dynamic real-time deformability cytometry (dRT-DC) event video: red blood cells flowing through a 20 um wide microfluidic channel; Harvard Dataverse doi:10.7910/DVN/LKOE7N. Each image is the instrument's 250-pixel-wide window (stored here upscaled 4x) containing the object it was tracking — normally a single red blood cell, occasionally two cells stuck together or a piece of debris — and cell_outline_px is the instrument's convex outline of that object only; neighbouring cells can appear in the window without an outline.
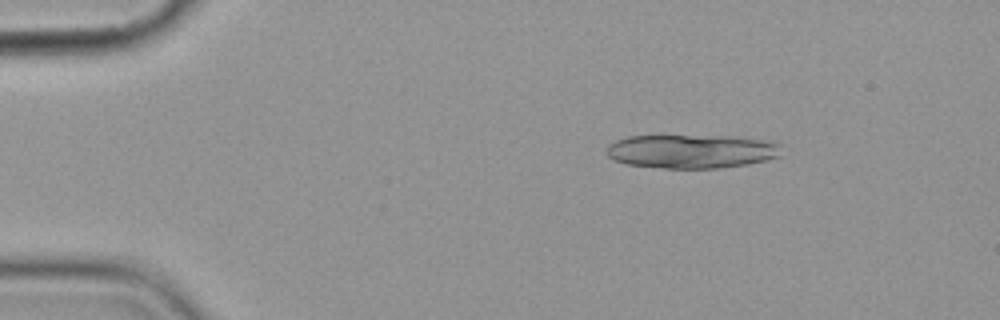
{"species": "common noctule bat (a hibernating species)", "species_latin": "Nyctalus noctula", "temperature_condition": "cold", "stored_images_in_passage": 5, "camera_frame_rate_fps": 3000, "um_per_image_px": 0.085, "animal": {"sex": "female", "body_mass_g": 19.9}, "frame": {"image": 1, "passage_image": 3, "time_ms": 2.333, "image_size_px": [1000, 320], "cell_outline_px": [[780, 156], [748, 164], [720, 168], [664, 168], [628, 164], [616, 160], [608, 156], [604, 152], [608, 144], [616, 140], [628, 136], [720, 136], [760, 140], [780, 144]], "centroid_in_image_um": [58.72, 12.87], "position_along_channel_um": 26.3, "area_um2": 34.1}}